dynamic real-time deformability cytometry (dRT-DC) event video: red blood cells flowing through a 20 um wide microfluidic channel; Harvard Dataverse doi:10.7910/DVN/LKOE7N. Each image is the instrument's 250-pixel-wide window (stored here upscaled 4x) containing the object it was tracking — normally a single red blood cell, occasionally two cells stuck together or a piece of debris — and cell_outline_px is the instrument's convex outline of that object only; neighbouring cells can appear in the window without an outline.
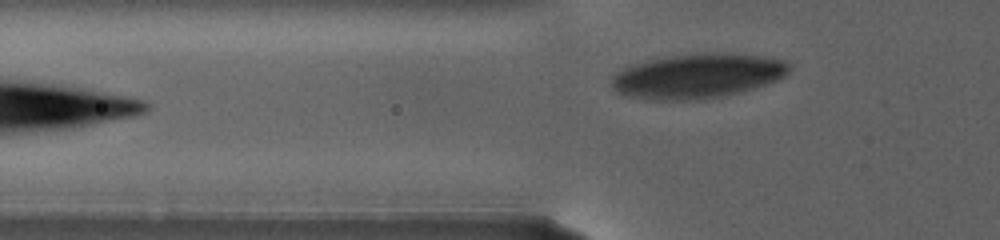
{"species": "human", "species_latin": "Homo sapiens", "temperature_condition": "warm", "stored_images_in_passage": 47, "camera_frame_rate_fps": 3000, "um_per_image_px": 0.085, "donor": {"sex": "female"}, "frame": {"image": 1, "passage_image": 5, "time_ms": 2.0, "image_size_px": [1000, 240], "cell_outline_px": [[792, 68], [784, 76], [776, 80], [752, 88], [720, 96], [700, 100], [652, 100], [624, 96], [616, 92], [612, 88], [612, 76], [620, 68], [628, 64], [668, 56], [696, 52], [732, 52], [764, 56], [784, 60], [792, 64]], "centroid_in_image_um": [59.25, 6.43], "position_along_channel_um": 66.6, "area_um2": 46.99}}
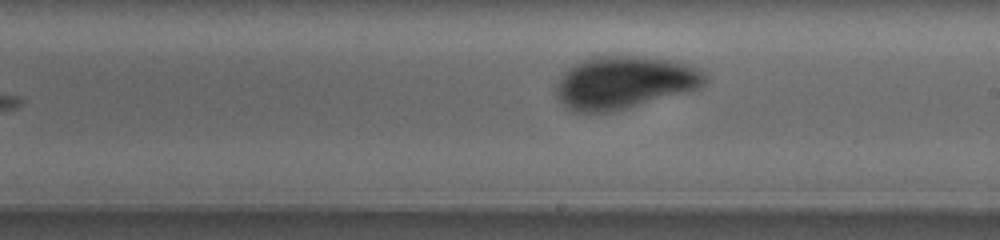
{"frame": {"image": 2, "passage_image": 27, "time_ms": 9.0, "image_size_px": [1000, 240], "cell_outline_px": [[708, 80], [700, 88], [688, 92], [628, 108], [612, 112], [572, 112], [556, 96], [556, 80], [572, 64], [580, 60], [592, 56], [636, 56], [672, 60], [688, 64], [700, 68], [708, 76]], "centroid_in_image_um": [53.07, 7.0], "position_along_channel_um": 235.9, "area_um2": 46.24}}
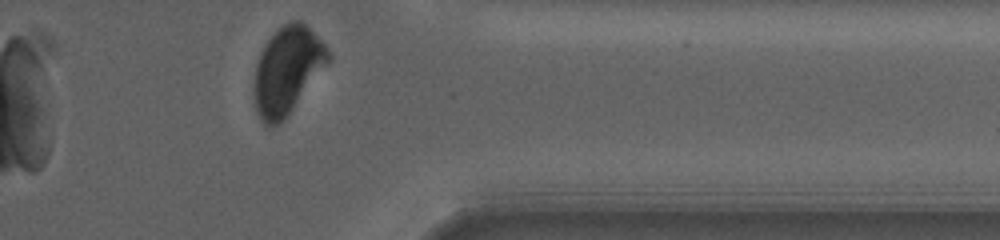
{"frame": {"image": 3, "passage_image": 45, "time_ms": 15.333, "image_size_px": [1000, 240], "cell_outline_px": [[332, 60], [288, 116], [280, 124], [268, 128], [260, 120], [256, 112], [252, 92], [252, 88], [256, 64], [260, 52], [264, 44], [284, 24], [292, 20], [300, 20], [324, 44], [332, 56]], "centroid_in_image_um": [24.4, 6.05], "position_along_channel_um": 387.0, "area_um2": 38.26}, "authors_computed_cell_mechanics": {"area_um2": 46.24, "velocity_mm_per_s": 2.4904, "shape_relaxation_time_tau1_ms": 3.4716, "shape_relaxation_time_tau2_ms": null, "deformation_change_tau1": 0.1314, "deformation_change_tau2": null}}